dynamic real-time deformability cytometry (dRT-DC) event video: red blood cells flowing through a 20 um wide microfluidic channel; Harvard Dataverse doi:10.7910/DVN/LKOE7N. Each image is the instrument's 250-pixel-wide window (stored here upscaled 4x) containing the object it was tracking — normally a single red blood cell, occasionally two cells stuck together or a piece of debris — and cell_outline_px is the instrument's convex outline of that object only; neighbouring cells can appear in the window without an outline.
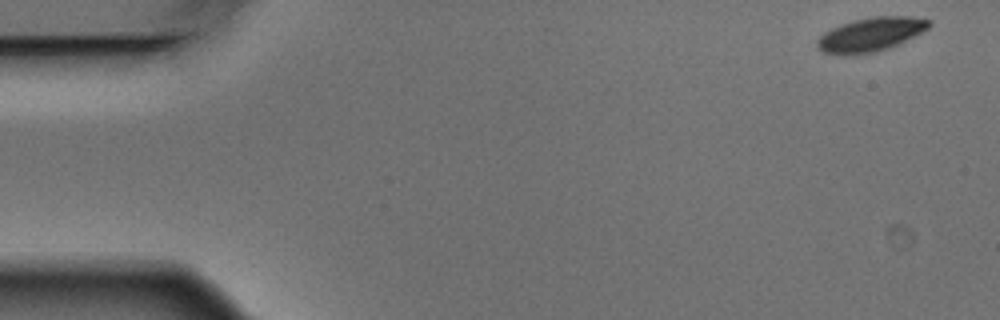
{"species": "Egyptian fruit bat (a non-hibernating species)", "species_latin": "Rousettus aegyptiacus", "temperature_condition": "warm", "stored_images_in_passage": 6, "camera_frame_rate_fps": 3000, "um_per_image_px": 0.085, "animal": {"sex": "male"}, "frame": {"image": 1, "passage_image": 1, "time_ms": 0.0, "image_size_px": [1000, 320], "cell_outline_px": [[932, 24], [928, 28], [888, 48], [872, 52], [852, 56], [844, 56], [824, 52], [816, 48], [816, 40], [824, 32], [840, 24], [872, 16], [912, 16], [932, 20]], "centroid_in_image_um": [73.96, 2.93], "position_along_channel_um": 11.0, "area_um2": 22.08}}
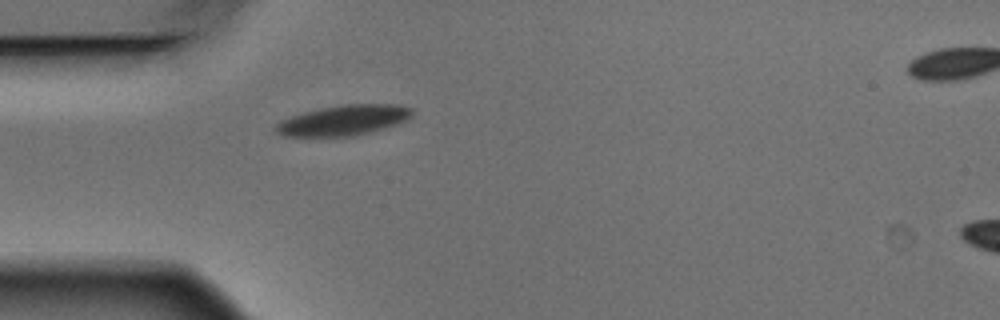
{"frame": {"image": 2, "passage_image": 5, "time_ms": 1.333, "image_size_px": [1000, 320], "cell_outline_px": [[412, 116], [408, 120], [396, 124], [368, 132], [352, 136], [284, 136], [276, 132], [272, 128], [280, 120], [304, 112], [320, 108], [344, 104], [400, 104], [412, 108]], "centroid_in_image_um": [29.2, 10.21], "position_along_channel_um": 55.8, "area_um2": 24.04}}